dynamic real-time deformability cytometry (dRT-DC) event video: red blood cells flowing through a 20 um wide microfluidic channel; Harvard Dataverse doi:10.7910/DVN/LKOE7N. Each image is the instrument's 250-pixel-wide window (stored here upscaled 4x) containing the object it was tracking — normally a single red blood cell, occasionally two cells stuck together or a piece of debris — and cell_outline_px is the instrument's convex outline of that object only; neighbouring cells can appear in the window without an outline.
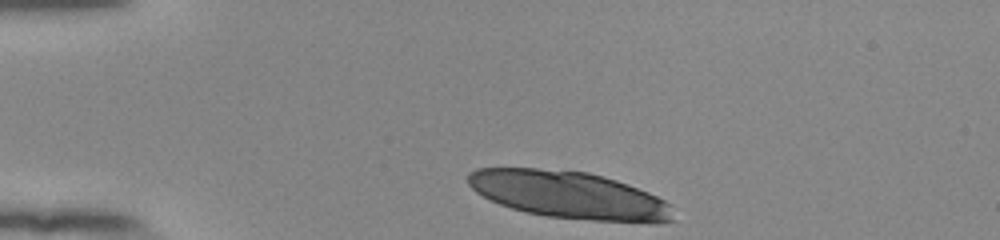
{"species": "human", "species_latin": "Homo sapiens", "temperature_condition": "room temperature", "stored_images_in_passage": 4, "camera_frame_rate_fps": 3000, "um_per_image_px": 0.085, "donor": {"sex": "female"}, "frame": {"image": 1, "passage_image": 1, "time_ms": 0.0, "image_size_px": [1000, 240], "cell_outline_px": [[676, 220], [592, 220], [544, 216], [524, 212], [500, 204], [476, 192], [468, 184], [468, 172], [476, 168], [536, 168], [588, 172], [604, 176], [628, 184], [648, 192], [664, 200], [668, 204]], "centroid_in_image_um": [48.26, 16.53], "position_along_channel_um": 36.7, "area_um2": 55.55}}